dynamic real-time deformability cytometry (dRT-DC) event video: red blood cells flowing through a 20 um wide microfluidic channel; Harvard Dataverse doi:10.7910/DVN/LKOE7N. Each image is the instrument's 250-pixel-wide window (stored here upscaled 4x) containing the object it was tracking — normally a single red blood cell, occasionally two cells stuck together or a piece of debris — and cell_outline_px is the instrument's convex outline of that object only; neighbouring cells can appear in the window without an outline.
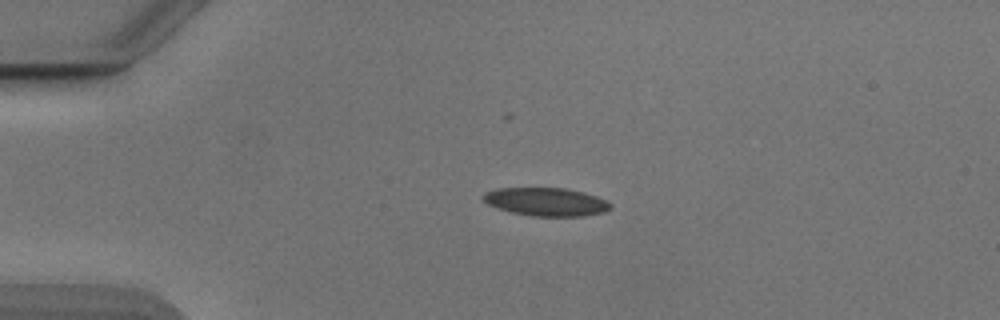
{"species": "Egyptian fruit bat (a non-hibernating species)", "species_latin": "Rousettus aegyptiacus", "temperature_condition": "cold", "stored_images_in_passage": 52, "camera_frame_rate_fps": 3000, "um_per_image_px": 0.085, "animal": {"sex": "male"}, "frame": {"image": 1, "passage_image": 12, "time_ms": 3.667, "image_size_px": [1000, 320], "cell_outline_px": [[612, 208], [604, 212], [584, 216], [532, 216], [512, 212], [496, 208], [488, 204], [484, 200], [484, 192], [500, 188], [564, 188], [584, 192], [608, 200], [612, 204]], "centroid_in_image_um": [46.47, 17.15], "position_along_channel_um": 38.5, "area_um2": 20.98}}
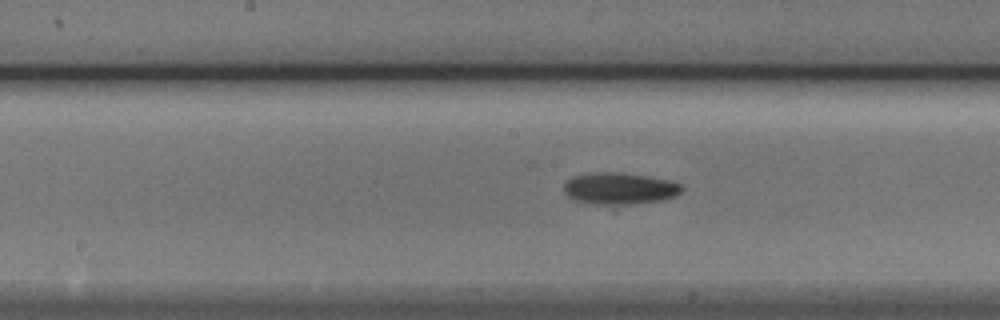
{"frame": {"image": 2, "passage_image": 27, "time_ms": 8.667, "image_size_px": [1000, 320], "cell_outline_px": [[684, 188], [676, 196], [660, 200], [632, 204], [588, 204], [572, 200], [564, 192], [564, 184], [572, 176], [600, 172], [608, 172], [648, 176], [668, 180], [680, 184]], "centroid_in_image_um": [52.63, 16.03], "position_along_channel_um": 195.6, "area_um2": 21.68}}
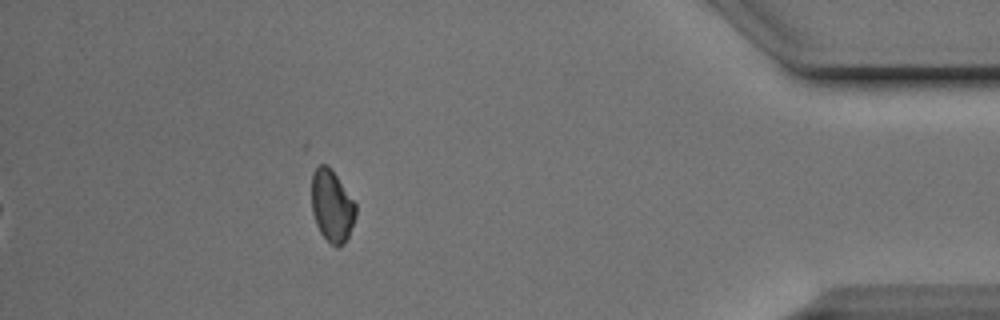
{"frame": {"image": 3, "passage_image": 47, "time_ms": 15.333, "image_size_px": [1000, 320], "cell_outline_px": [[356, 216], [348, 236], [340, 248], [336, 248], [320, 232], [316, 224], [312, 212], [312, 172], [320, 164], [324, 164], [336, 176], [356, 204]], "centroid_in_image_um": [28.21, 17.54], "position_along_channel_um": 407.0, "area_um2": 18.21}, "authors_computed_cell_mechanics": {"area_um2": 20.7791, "velocity_mm_per_s": 3.8763, "shape_relaxation_time_tau1_ms": 4.6917, "shape_relaxation_time_tau2_ms": null, "deformation_change_tau1": 0.0755, "deformation_change_tau2": null}}